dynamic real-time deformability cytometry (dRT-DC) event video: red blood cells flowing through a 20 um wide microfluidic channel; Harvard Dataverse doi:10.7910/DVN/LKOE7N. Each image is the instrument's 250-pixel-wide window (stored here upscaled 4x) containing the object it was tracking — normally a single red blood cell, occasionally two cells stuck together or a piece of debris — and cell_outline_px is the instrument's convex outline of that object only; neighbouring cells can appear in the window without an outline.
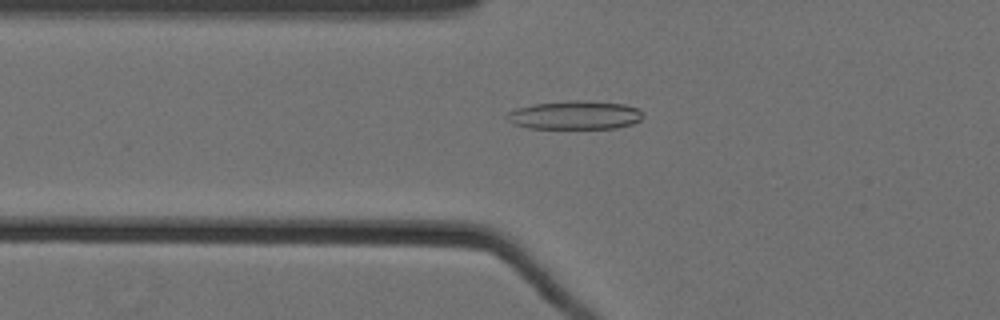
{"species": "Egyptian fruit bat (a non-hibernating species)", "species_latin": "Rousettus aegyptiacus", "temperature_condition": "cold", "stored_images_in_passage": 40, "camera_frame_rate_fps": 3000, "um_per_image_px": 0.085, "animal": {"sex": "female"}, "frame": {"image": 1, "passage_image": 25, "time_ms": 8.0, "image_size_px": [1000, 320], "cell_outline_px": [[640, 120], [632, 124], [616, 128], [528, 128], [512, 124], [504, 116], [508, 112], [516, 108], [532, 104], [568, 100], [584, 100], [624, 104], [640, 108]], "centroid_in_image_um": [48.82, 9.78], "position_along_channel_um": 77.0, "area_um2": 22.77}}
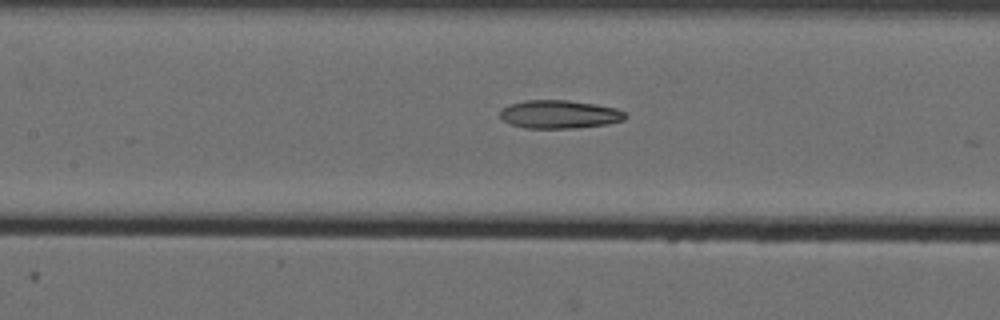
{"frame": {"image": 2, "passage_image": 32, "time_ms": 10.333, "image_size_px": [1000, 320], "cell_outline_px": [[628, 116], [624, 120], [608, 124], [576, 128], [524, 128], [512, 124], [504, 120], [500, 116], [500, 108], [508, 104], [524, 100], [568, 100], [596, 104], [616, 108], [624, 112]], "centroid_in_image_um": [47.55, 9.71], "position_along_channel_um": 159.9, "area_um2": 20.81}}
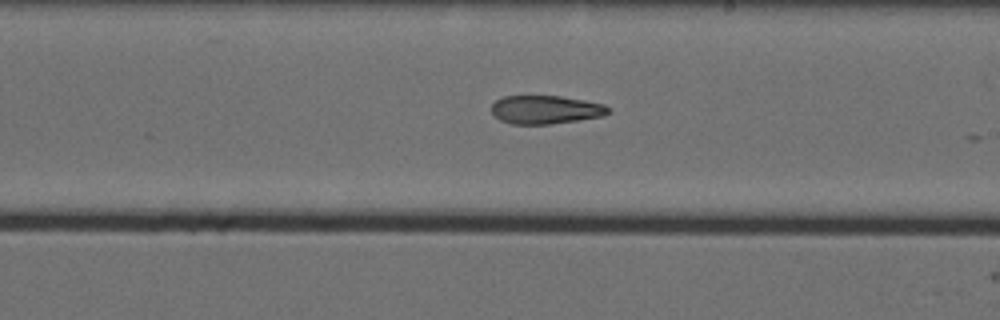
{"frame": {"image": 3, "passage_image": 39, "time_ms": 12.667, "image_size_px": [1000, 320], "cell_outline_px": [[612, 108], [604, 116], [580, 120], [548, 124], [512, 124], [500, 120], [492, 112], [492, 104], [496, 100], [504, 96], [560, 96], [584, 100], [604, 104]], "centroid_in_image_um": [46.4, 9.32], "position_along_channel_um": 242.6, "area_um2": 19.36}}